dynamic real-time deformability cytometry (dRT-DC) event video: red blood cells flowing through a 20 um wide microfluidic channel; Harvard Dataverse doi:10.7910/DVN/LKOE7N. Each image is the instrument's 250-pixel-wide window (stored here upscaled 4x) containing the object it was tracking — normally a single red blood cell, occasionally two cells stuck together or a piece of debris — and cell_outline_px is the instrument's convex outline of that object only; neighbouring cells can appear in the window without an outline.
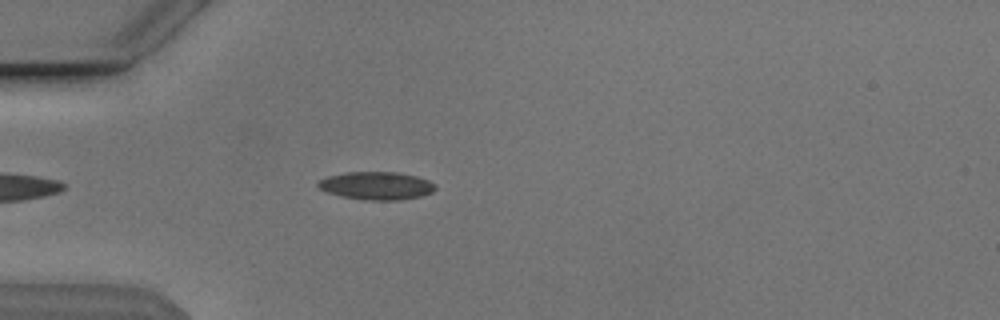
{"species": "Egyptian fruit bat (a non-hibernating species)", "species_latin": "Rousettus aegyptiacus", "temperature_condition": "cold", "stored_images_in_passage": 43, "camera_frame_rate_fps": 3000, "um_per_image_px": 0.085, "animal": {"sex": "male"}, "frame": {"image": 1, "passage_image": 5, "time_ms": 1.333, "image_size_px": [1000, 320], "cell_outline_px": [[436, 188], [432, 192], [420, 196], [400, 200], [364, 200], [340, 196], [328, 192], [320, 188], [316, 184], [320, 180], [328, 176], [348, 172], [396, 172], [416, 176], [428, 180], [436, 184]], "centroid_in_image_um": [32.01, 15.79], "position_along_channel_um": 53.0, "area_um2": 19.02}}
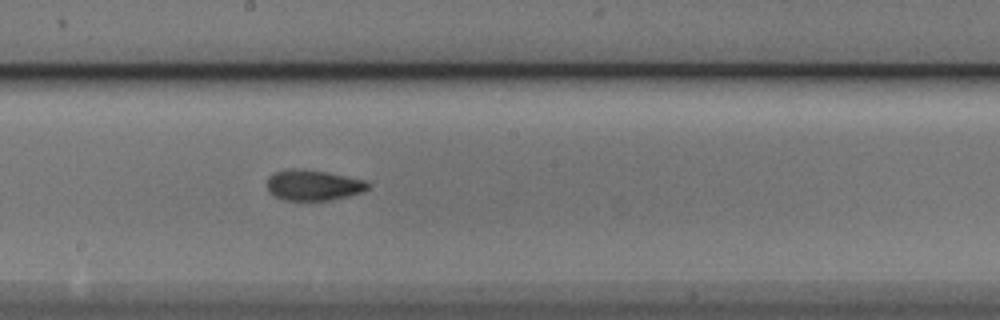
{"frame": {"image": 2, "passage_image": 19, "time_ms": 6.0, "image_size_px": [1000, 320], "cell_outline_px": [[368, 188], [360, 192], [348, 196], [332, 200], [284, 200], [268, 192], [268, 176], [276, 172], [288, 168], [300, 168], [328, 172], [364, 180], [368, 184]], "centroid_in_image_um": [26.59, 15.73], "position_along_channel_um": 221.6, "area_um2": 17.92}}
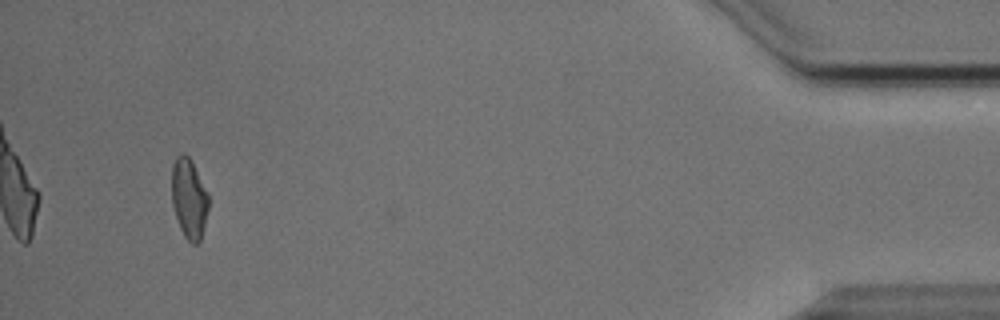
{"frame": {"image": 3, "passage_image": 40, "time_ms": 13.0, "image_size_px": [1000, 320], "cell_outline_px": [[208, 208], [204, 228], [200, 240], [196, 244], [192, 244], [184, 236], [180, 228], [172, 204], [172, 164], [176, 156], [180, 152], [184, 152], [188, 156], [208, 192]], "centroid_in_image_um": [16.06, 16.86], "position_along_channel_um": 419.1, "area_um2": 17.11}, "authors_computed_cell_mechanics": {"area_um2": 17.918, "velocity_mm_per_s": 3.8479, "shape_relaxation_time_tau1_ms": null, "shape_relaxation_time_tau2_ms": 2.6673, "deformation_change_tau1": null, "deformation_change_tau2": 0.0935}}